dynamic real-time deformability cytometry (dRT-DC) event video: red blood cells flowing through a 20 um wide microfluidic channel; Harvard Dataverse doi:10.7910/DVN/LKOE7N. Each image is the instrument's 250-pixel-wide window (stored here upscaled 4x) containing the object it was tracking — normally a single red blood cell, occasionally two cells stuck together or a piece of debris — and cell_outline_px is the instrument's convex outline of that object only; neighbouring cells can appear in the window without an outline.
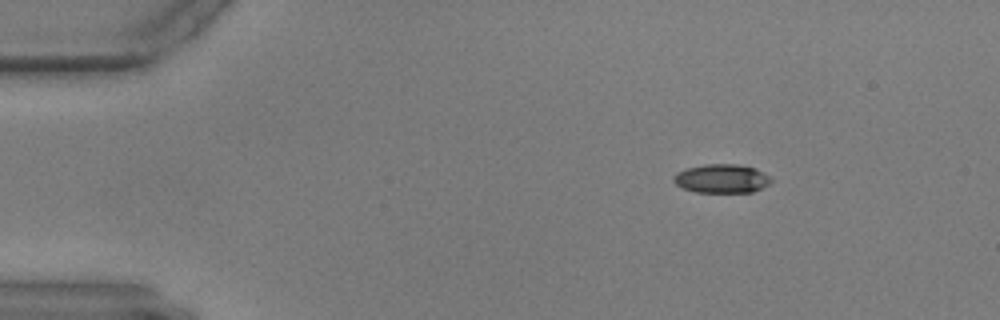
{"species": "common noctule bat (a hibernating species)", "species_latin": "Nyctalus noctula", "temperature_condition": "warm", "stored_images_in_passage": 51, "camera_frame_rate_fps": 3000, "um_per_image_px": 0.085, "animal": {"sex": "male", "body_mass_g": 17.9, "forearm_length_mm": 54.2}, "frame": {"image": 1, "passage_image": 1, "time_ms": 0.0, "image_size_px": [1000, 320], "cell_outline_px": [[772, 180], [768, 184], [752, 192], [696, 192], [684, 188], [676, 184], [672, 180], [672, 176], [676, 172], [688, 168], [704, 164], [736, 164], [756, 168], [768, 176]], "centroid_in_image_um": [61.31, 15.17], "position_along_channel_um": 23.7, "area_um2": 16.24}}
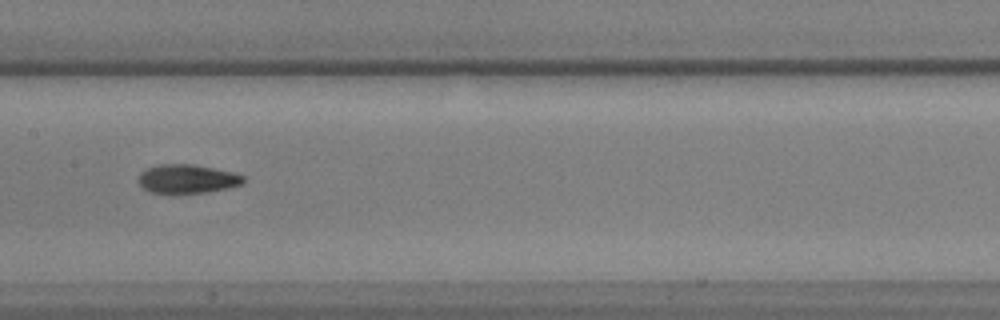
{"frame": {"image": 2, "passage_image": 22, "time_ms": 7.0, "image_size_px": [1000, 320], "cell_outline_px": [[244, 180], [240, 184], [228, 188], [208, 192], [152, 192], [144, 188], [136, 180], [140, 172], [148, 168], [160, 164], [192, 164], [232, 172], [244, 176]], "centroid_in_image_um": [15.89, 15.19], "position_along_channel_um": 191.5, "area_um2": 17.28}}
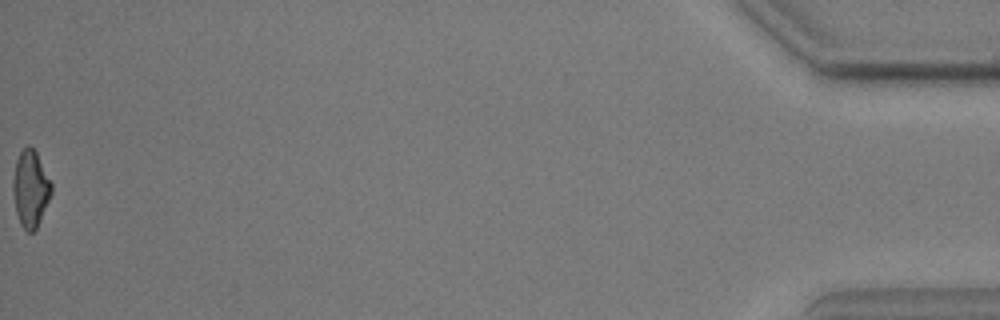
{"frame": {"image": 3, "passage_image": 51, "time_ms": 16.667, "image_size_px": [1000, 320], "cell_outline_px": [[52, 192], [40, 220], [36, 228], [32, 232], [28, 232], [20, 224], [16, 212], [12, 192], [12, 180], [16, 160], [20, 152], [28, 144], [36, 152], [52, 184]], "centroid_in_image_um": [2.57, 16.04], "position_along_channel_um": 432.6, "area_um2": 17.05}}